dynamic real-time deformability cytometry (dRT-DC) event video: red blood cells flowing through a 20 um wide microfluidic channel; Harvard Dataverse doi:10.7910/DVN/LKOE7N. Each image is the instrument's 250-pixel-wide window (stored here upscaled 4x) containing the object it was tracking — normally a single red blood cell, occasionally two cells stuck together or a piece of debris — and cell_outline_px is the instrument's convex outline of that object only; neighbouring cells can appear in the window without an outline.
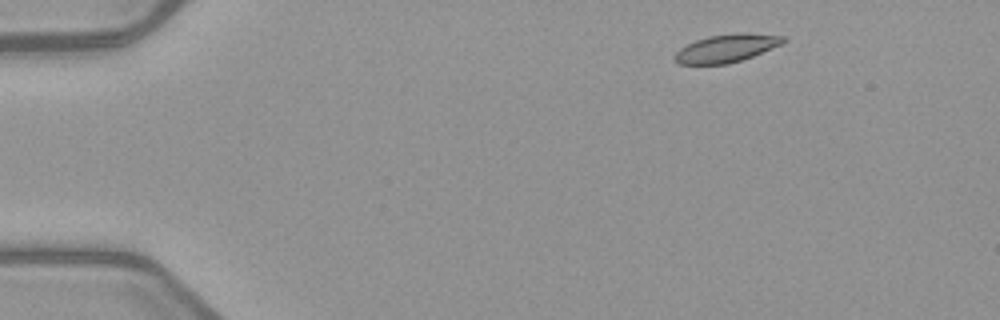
{"species": "common noctule bat (a hibernating species)", "species_latin": "Nyctalus noctula", "temperature_condition": "warm", "stored_images_in_passage": 5, "camera_frame_rate_fps": 3000, "um_per_image_px": 0.085, "animal": {"sex": "female", "body_mass_g": 21.9}, "frame": {"image": 1, "passage_image": 1, "time_ms": 0.0, "image_size_px": [1000, 320], "cell_outline_px": [[788, 40], [784, 44], [752, 56], [728, 64], [680, 64], [672, 60], [672, 56], [680, 48], [696, 40], [708, 36], [736, 32], [744, 32], [784, 36]], "centroid_in_image_um": [61.76, 4.09], "position_along_channel_um": 23.2, "area_um2": 17.92}}
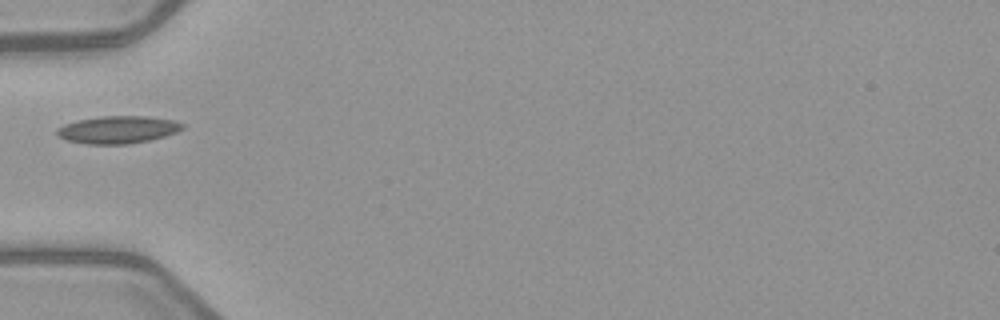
{"frame": {"image": 2, "passage_image": 4, "time_ms": 3.667, "image_size_px": [1000, 320], "cell_outline_px": [[184, 128], [176, 132], [164, 136], [148, 140], [128, 144], [88, 144], [64, 140], [56, 132], [56, 128], [64, 124], [76, 120], [100, 116], [148, 116], [172, 120], [184, 124]], "centroid_in_image_um": [9.98, 11.02], "position_along_channel_um": 75.0, "area_um2": 20.11}}
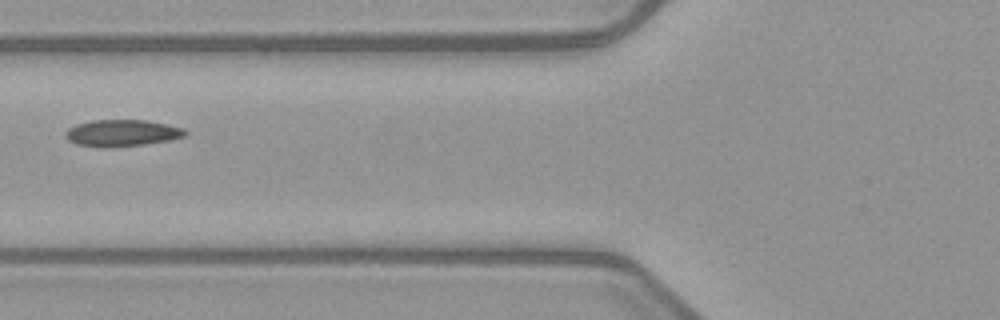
{"frame": {"image": 3, "passage_image": 5, "time_ms": 4.667, "image_size_px": [1000, 320], "cell_outline_px": [[188, 132], [184, 136], [172, 140], [144, 144], [108, 148], [100, 148], [76, 144], [68, 140], [64, 136], [64, 132], [68, 128], [76, 124], [92, 120], [144, 120], [168, 124], [184, 128]], "centroid_in_image_um": [10.35, 11.31], "position_along_channel_um": 115.5, "area_um2": 18.9}}